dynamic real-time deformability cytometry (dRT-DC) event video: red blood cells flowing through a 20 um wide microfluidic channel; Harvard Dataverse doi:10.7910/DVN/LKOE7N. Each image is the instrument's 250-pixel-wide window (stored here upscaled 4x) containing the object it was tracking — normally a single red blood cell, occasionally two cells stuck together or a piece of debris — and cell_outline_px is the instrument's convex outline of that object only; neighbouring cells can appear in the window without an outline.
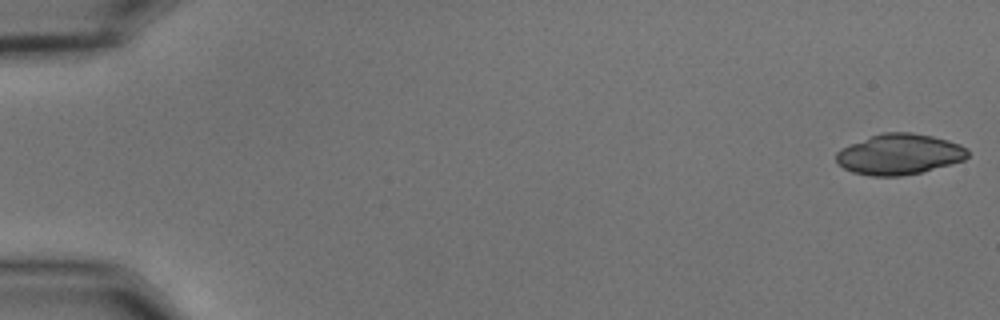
{"species": "common noctule bat (a hibernating species)", "species_latin": "Nyctalus noctula", "temperature_condition": "cold", "stored_images_in_passage": 56, "camera_frame_rate_fps": 3000, "um_per_image_px": 0.085, "animal": {"sex": "male", "body_mass_g": 15.6}, "frame": {"image": 1, "passage_image": 1, "time_ms": 0.0, "image_size_px": [1000, 320], "cell_outline_px": [[968, 156], [964, 160], [920, 172], [900, 176], [872, 176], [852, 172], [844, 168], [836, 160], [836, 152], [840, 148], [872, 136], [884, 132], [912, 132], [932, 136], [948, 140], [960, 144], [968, 148]], "centroid_in_image_um": [76.45, 13.11], "position_along_channel_um": 8.6, "area_um2": 30.98}}